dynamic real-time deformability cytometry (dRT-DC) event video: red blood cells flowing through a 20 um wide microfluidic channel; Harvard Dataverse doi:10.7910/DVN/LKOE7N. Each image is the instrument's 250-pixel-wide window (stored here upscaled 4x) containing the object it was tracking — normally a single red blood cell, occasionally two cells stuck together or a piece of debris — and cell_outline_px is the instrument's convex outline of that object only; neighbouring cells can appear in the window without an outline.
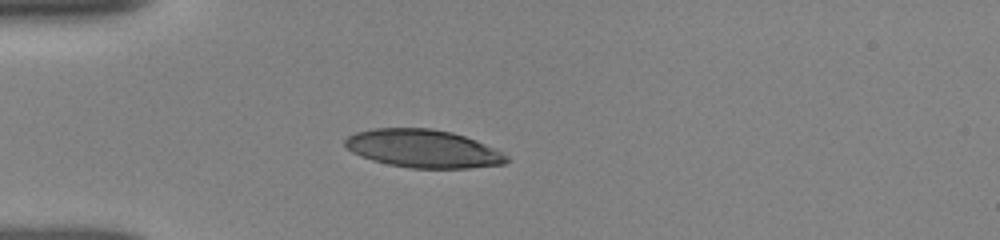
{"species": "human", "species_latin": "Homo sapiens", "temperature_condition": "room temperature", "stored_images_in_passage": 8, "camera_frame_rate_fps": 3000, "um_per_image_px": 0.085, "donor": {"sex": "female"}, "frame": {"image": 1, "passage_image": 6, "time_ms": 3.0, "image_size_px": [1000, 240], "cell_outline_px": [[512, 160], [504, 164], [468, 168], [412, 168], [388, 164], [372, 160], [360, 156], [352, 152], [344, 144], [344, 140], [348, 136], [356, 132], [372, 128], [432, 128], [452, 132], [476, 140], [504, 152]], "centroid_in_image_um": [35.99, 12.63], "position_along_channel_um": 49.0, "area_um2": 36.01}}
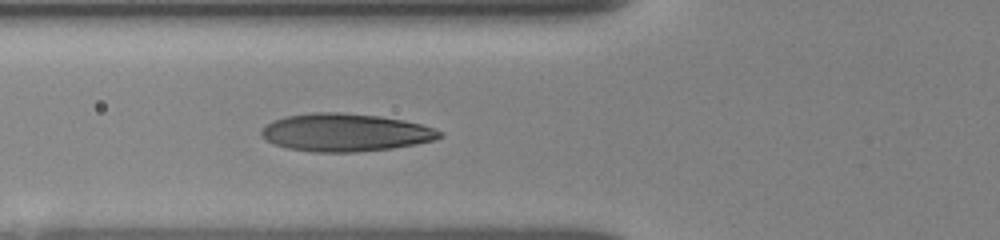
{"frame": {"image": 2, "passage_image": 8, "time_ms": 4.667, "image_size_px": [1000, 240], "cell_outline_px": [[444, 136], [432, 140], [416, 144], [392, 148], [352, 152], [312, 152], [288, 148], [272, 144], [260, 136], [260, 132], [264, 124], [272, 120], [284, 116], [312, 112], [340, 112], [380, 116], [404, 120], [420, 124], [444, 132]], "centroid_in_image_um": [29.29, 11.25], "position_along_channel_um": 96.5, "area_um2": 39.59}}